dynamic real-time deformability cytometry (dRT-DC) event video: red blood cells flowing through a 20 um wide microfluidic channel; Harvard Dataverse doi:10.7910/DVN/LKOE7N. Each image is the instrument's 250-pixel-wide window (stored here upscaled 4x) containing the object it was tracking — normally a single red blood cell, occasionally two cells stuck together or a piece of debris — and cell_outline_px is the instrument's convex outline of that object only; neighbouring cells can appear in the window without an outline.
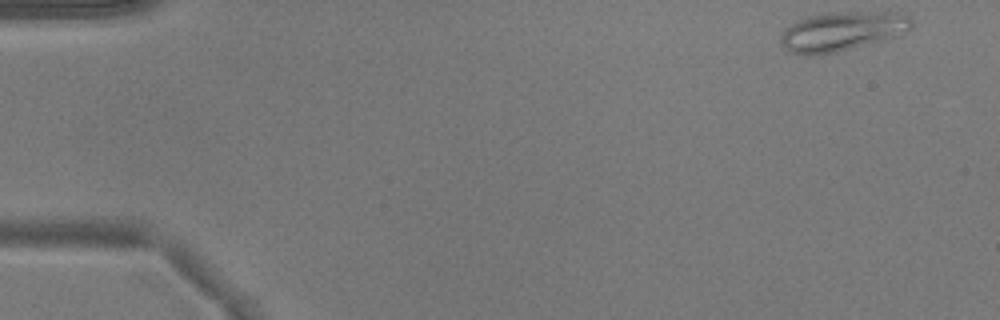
{"species": "common noctule bat (a hibernating species)", "species_latin": "Nyctalus noctula", "temperature_condition": "warm", "stored_images_in_passage": 49, "camera_frame_rate_fps": 3000, "um_per_image_px": 0.085, "animal": {"sex": "male", "body_mass_g": 17.9}, "frame": {"image": 1, "passage_image": 1, "time_ms": 0.0, "image_size_px": [1000, 320], "cell_outline_px": [[912, 28], [908, 32], [900, 36], [836, 52], [808, 56], [804, 56], [792, 52], [780, 44], [780, 36], [784, 28], [808, 16], [832, 12], [896, 12], [908, 16], [912, 20]], "centroid_in_image_um": [71.61, 2.67], "position_along_channel_um": 13.4, "area_um2": 30.11}}
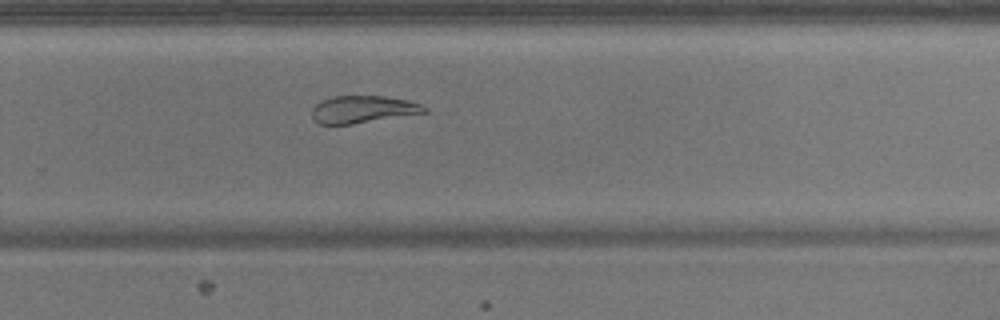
{"frame": {"image": 2, "passage_image": 32, "time_ms": 10.333, "image_size_px": [1000, 320], "cell_outline_px": [[428, 112], [352, 124], [320, 124], [312, 116], [312, 108], [320, 100], [332, 96], [384, 96], [408, 100], [420, 104], [428, 108]], "centroid_in_image_um": [30.85, 9.28], "position_along_channel_um": 299.0, "area_um2": 17.86}}
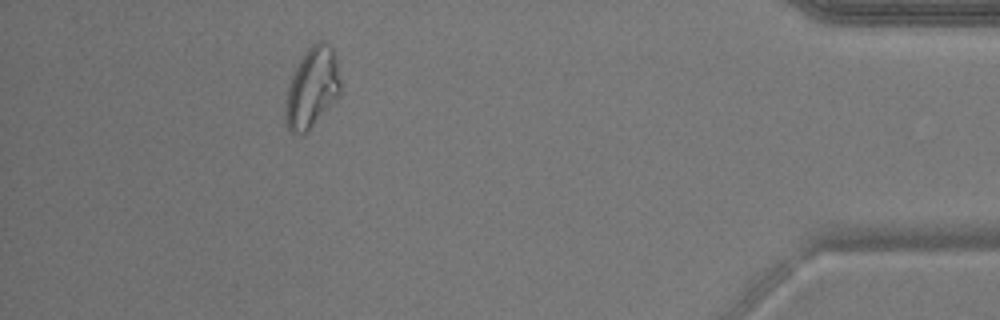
{"frame": {"image": 3, "passage_image": 44, "time_ms": 14.333, "image_size_px": [1000, 320], "cell_outline_px": [[340, 92], [308, 132], [300, 136], [296, 136], [288, 128], [284, 120], [284, 112], [288, 84], [304, 52], [312, 44], [320, 40], [324, 40], [332, 48], [336, 60], [340, 80]], "centroid_in_image_um": [26.49, 7.49], "position_along_channel_um": 408.7, "area_um2": 25.61}}